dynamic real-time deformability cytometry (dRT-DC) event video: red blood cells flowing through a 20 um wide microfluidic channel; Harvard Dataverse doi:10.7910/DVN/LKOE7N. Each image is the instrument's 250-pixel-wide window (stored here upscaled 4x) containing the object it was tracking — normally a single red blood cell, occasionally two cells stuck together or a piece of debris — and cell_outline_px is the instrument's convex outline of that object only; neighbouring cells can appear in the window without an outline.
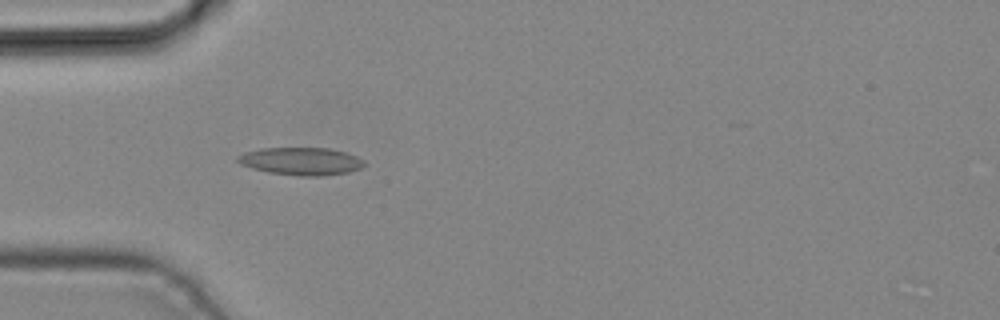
{"species": "common noctule bat (a hibernating species)", "species_latin": "Nyctalus noctula", "temperature_condition": "cold", "stored_images_in_passage": 2, "camera_frame_rate_fps": 3000, "um_per_image_px": 0.085, "animal": {"sex": "male", "body_mass_g": 19.2, "forearm_length_mm": 51.8}, "frame": {"image": 1, "passage_image": 2, "time_ms": 0.333, "image_size_px": [1000, 320], "cell_outline_px": [[364, 164], [360, 168], [348, 172], [324, 176], [300, 176], [268, 172], [252, 168], [240, 164], [236, 160], [236, 156], [244, 152], [260, 148], [332, 148], [356, 156], [364, 160]], "centroid_in_image_um": [25.56, 13.7], "position_along_channel_um": 59.4, "area_um2": 20.46}}